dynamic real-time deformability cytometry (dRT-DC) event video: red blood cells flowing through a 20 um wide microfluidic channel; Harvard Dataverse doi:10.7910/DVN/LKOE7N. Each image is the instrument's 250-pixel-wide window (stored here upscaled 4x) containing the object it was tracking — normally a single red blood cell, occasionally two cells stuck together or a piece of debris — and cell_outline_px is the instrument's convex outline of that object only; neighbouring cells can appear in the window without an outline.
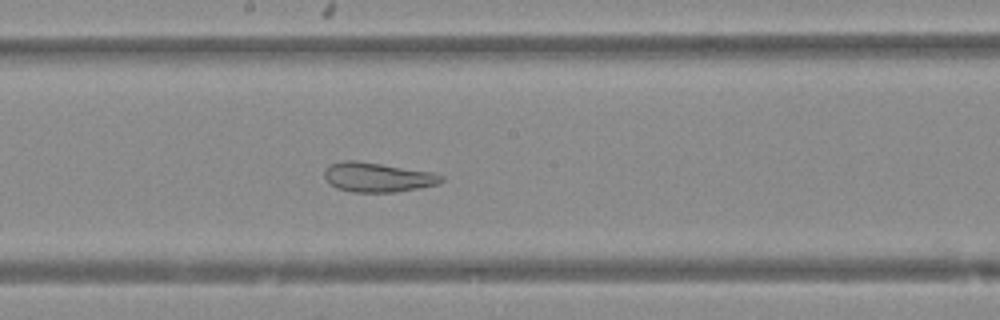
{"species": "Egyptian fruit bat (a non-hibernating species)", "species_latin": "Rousettus aegyptiacus", "temperature_condition": "warm", "stored_images_in_passage": 50, "camera_frame_rate_fps": 3000, "um_per_image_px": 0.085, "animal": {"sex": "female"}, "frame": {"image": 1, "passage_image": 28, "time_ms": 9.0, "image_size_px": [1000, 320], "cell_outline_px": [[444, 180], [440, 184], [396, 192], [352, 192], [336, 188], [328, 184], [324, 176], [324, 172], [332, 164], [344, 160], [356, 160], [432, 172], [444, 176]], "centroid_in_image_um": [32.1, 15.07], "position_along_channel_um": 216.1, "area_um2": 20.11}}
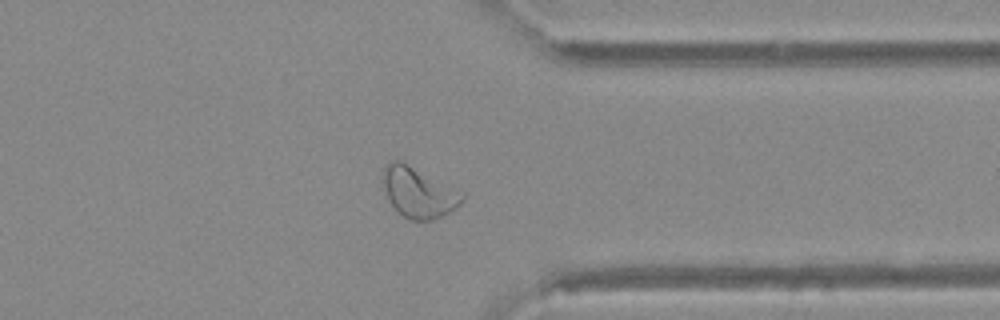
{"frame": {"image": 2, "passage_image": 40, "time_ms": 13.0, "image_size_px": [1000, 320], "cell_outline_px": [[464, 200], [460, 204], [448, 212], [432, 220], [408, 220], [392, 204], [388, 196], [384, 184], [384, 164], [396, 160], [400, 160], [464, 192]], "centroid_in_image_um": [35.61, 16.35], "position_along_channel_um": 375.8, "area_um2": 22.72}}
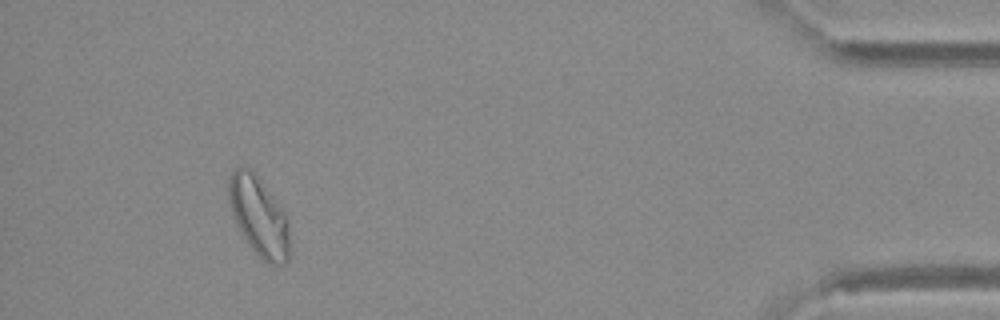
{"frame": {"image": 3, "passage_image": 47, "time_ms": 15.333, "image_size_px": [1000, 320], "cell_outline_px": [[288, 264], [268, 264], [252, 248], [244, 236], [232, 212], [228, 192], [228, 180], [232, 172], [236, 168], [248, 168], [260, 180], [284, 212], [288, 224]], "centroid_in_image_um": [22.01, 18.41], "position_along_channel_um": 413.2, "area_um2": 27.05}}